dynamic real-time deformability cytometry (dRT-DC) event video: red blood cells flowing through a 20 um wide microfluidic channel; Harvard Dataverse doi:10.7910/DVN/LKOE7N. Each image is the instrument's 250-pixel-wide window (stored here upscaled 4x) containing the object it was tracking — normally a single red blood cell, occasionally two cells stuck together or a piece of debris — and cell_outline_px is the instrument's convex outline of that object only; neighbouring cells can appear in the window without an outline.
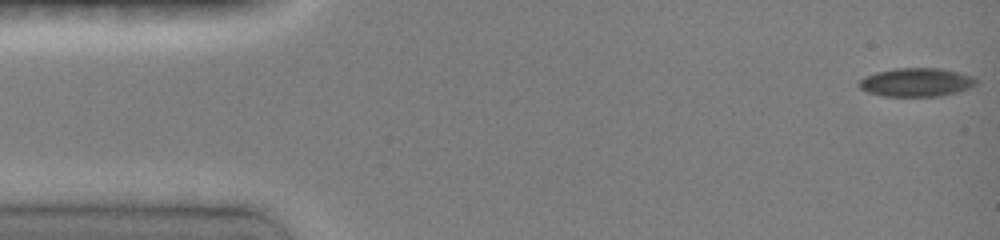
{"species": "common noctule bat (a hibernating species)", "species_latin": "Nyctalus noctula", "temperature_condition": "room temperature", "stored_images_in_passage": 23, "camera_frame_rate_fps": 3000, "um_per_image_px": 0.085, "animal": {"sex": "female", "body_mass_g": 19.0, "forearm_length_mm": 51.5}, "frame": {"image": 1, "passage_image": 1, "time_ms": 0.0, "image_size_px": [1000, 240], "cell_outline_px": [[976, 84], [968, 88], [956, 92], [940, 96], [884, 96], [868, 92], [860, 88], [860, 80], [864, 76], [876, 72], [896, 68], [940, 68], [972, 76], [976, 80]], "centroid_in_image_um": [77.86, 6.99], "position_along_channel_um": 7.1, "area_um2": 19.25}}
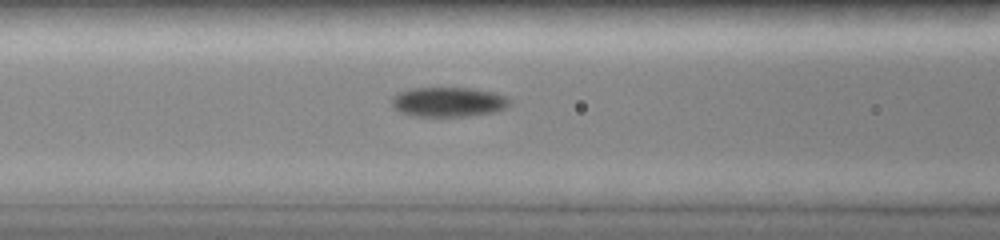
{"frame": {"image": 2, "passage_image": 16, "time_ms": 6.0, "image_size_px": [1000, 240], "cell_outline_px": [[512, 100], [504, 108], [492, 112], [468, 116], [408, 116], [392, 108], [392, 96], [408, 88], [472, 88], [496, 92], [508, 96]], "centroid_in_image_um": [38.09, 8.66], "position_along_channel_um": 128.5, "area_um2": 20.63}}
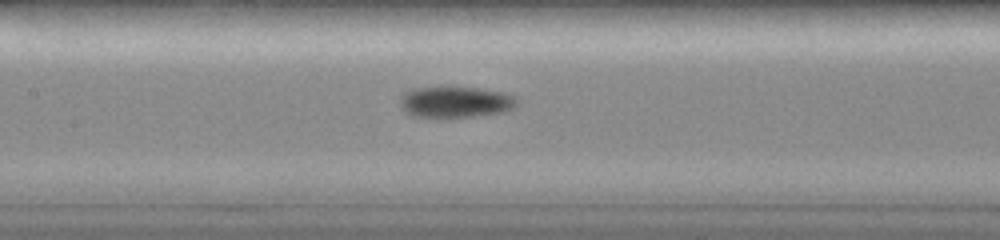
{"frame": {"image": 3, "passage_image": 19, "time_ms": 7.0, "image_size_px": [1000, 240], "cell_outline_px": [[520, 100], [516, 108], [504, 112], [472, 116], [412, 116], [404, 112], [400, 104], [400, 96], [404, 92], [412, 88], [444, 84], [448, 84], [504, 92], [516, 96]], "centroid_in_image_um": [38.72, 8.61], "position_along_channel_um": 168.7, "area_um2": 22.08}}